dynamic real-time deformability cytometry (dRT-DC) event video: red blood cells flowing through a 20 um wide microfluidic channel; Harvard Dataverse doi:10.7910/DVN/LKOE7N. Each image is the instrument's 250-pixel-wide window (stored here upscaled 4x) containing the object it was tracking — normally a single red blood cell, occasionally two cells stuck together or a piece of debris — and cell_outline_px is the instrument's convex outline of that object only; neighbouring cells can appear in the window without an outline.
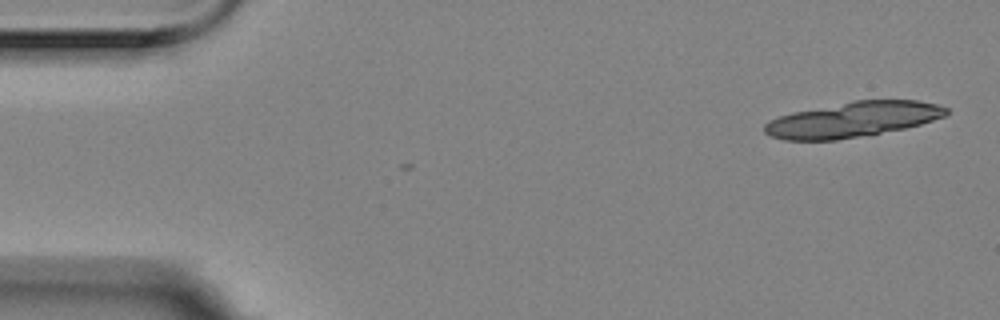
{"species": "Egyptian fruit bat (a non-hibernating species)", "species_latin": "Rousettus aegyptiacus", "temperature_condition": "room temperature", "stored_images_in_passage": 3, "camera_frame_rate_fps": 3000, "um_per_image_px": 0.085, "animal": {"sex": "female"}, "frame": {"image": 1, "passage_image": 1, "time_ms": 0.0, "image_size_px": [1000, 320], "cell_outline_px": [[948, 112], [944, 116], [920, 124], [904, 128], [836, 140], [784, 140], [768, 136], [764, 132], [764, 124], [768, 120], [792, 112], [852, 100], [916, 100], [936, 104], [948, 108]], "centroid_in_image_um": [72.43, 10.15], "position_along_channel_um": 12.6, "area_um2": 37.17}}